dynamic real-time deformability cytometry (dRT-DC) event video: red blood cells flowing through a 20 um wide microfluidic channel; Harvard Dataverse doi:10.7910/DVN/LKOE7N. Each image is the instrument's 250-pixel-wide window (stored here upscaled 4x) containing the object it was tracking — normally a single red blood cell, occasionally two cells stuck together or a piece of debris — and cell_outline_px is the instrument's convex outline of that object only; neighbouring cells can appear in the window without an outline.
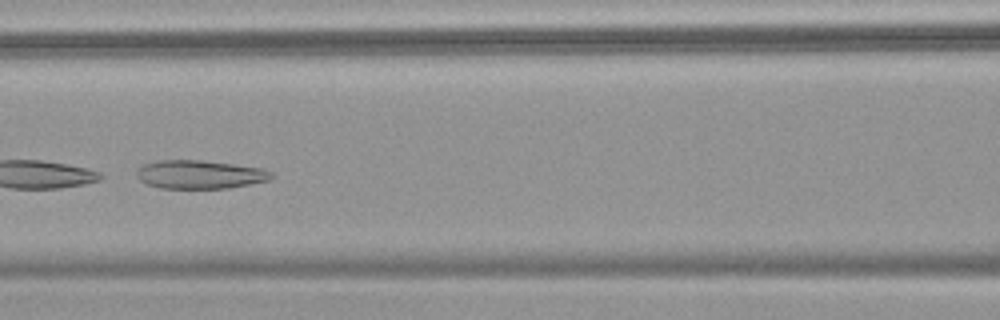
{"species": "common noctule bat (a hibernating species)", "species_latin": "Nyctalus noctula", "temperature_condition": "warm", "stored_images_in_passage": 34, "camera_frame_rate_fps": 3000, "um_per_image_px": 0.085, "animal": {"sex": "female", "body_mass_g": 18.4}, "frame": {"image": 1, "passage_image": 25, "time_ms": 8.0, "image_size_px": [1000, 320], "cell_outline_px": [[272, 176], [268, 180], [228, 188], [160, 188], [148, 184], [140, 180], [136, 176], [136, 168], [144, 164], [160, 160], [200, 160], [264, 168], [272, 172]], "centroid_in_image_um": [16.95, 14.82], "position_along_channel_um": 149.7, "area_um2": 22.25}}